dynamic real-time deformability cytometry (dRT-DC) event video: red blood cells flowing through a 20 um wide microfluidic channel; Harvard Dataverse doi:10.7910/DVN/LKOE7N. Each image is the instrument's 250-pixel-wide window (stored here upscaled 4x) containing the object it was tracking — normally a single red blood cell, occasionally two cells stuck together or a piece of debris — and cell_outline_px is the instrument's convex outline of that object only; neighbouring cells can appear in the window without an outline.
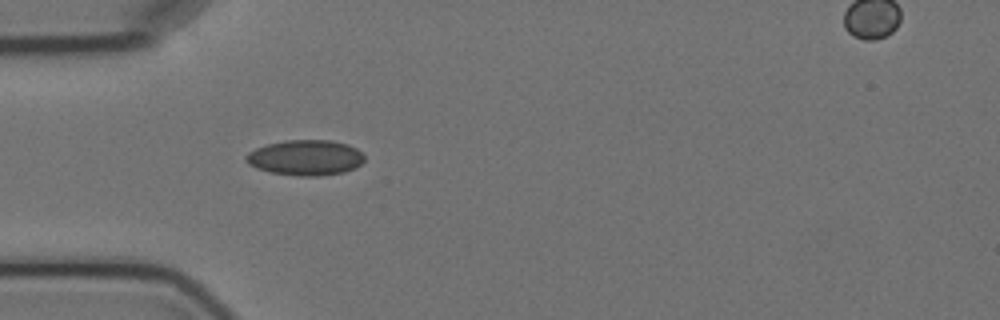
{"species": "Egyptian fruit bat (a non-hibernating species)", "species_latin": "Rousettus aegyptiacus", "temperature_condition": "cold", "stored_images_in_passage": 6, "camera_frame_rate_fps": 3000, "um_per_image_px": 0.085, "animal": {"sex": "female"}, "frame": {"image": 1, "passage_image": 5, "time_ms": 5.0, "image_size_px": [1000, 320], "cell_outline_px": [[364, 160], [356, 168], [344, 172], [320, 176], [300, 176], [272, 172], [256, 168], [248, 164], [244, 160], [244, 156], [248, 152], [256, 148], [268, 144], [284, 140], [328, 140], [348, 144], [356, 148], [364, 156]], "centroid_in_image_um": [25.95, 13.4], "position_along_channel_um": 59.0, "area_um2": 24.51}}